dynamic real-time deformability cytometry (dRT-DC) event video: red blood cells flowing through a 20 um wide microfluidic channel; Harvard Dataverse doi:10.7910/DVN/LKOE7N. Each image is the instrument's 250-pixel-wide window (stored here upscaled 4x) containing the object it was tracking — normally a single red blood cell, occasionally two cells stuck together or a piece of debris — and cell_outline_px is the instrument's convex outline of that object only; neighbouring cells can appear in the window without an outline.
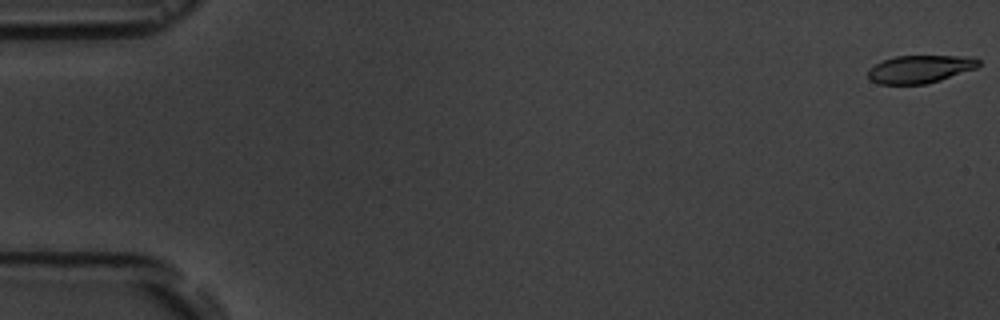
{"species": "common noctule bat (a hibernating species)", "species_latin": "Nyctalus noctula", "temperature_condition": "room temperature", "stored_images_in_passage": 2, "camera_frame_rate_fps": 3000, "um_per_image_px": 0.085, "animal": {"sex": "male", "body_mass_g": 19.5, "forearm_length_mm": 54.6}, "frame": {"image": 1, "passage_image": 1, "time_ms": 0.0, "image_size_px": [1000, 320], "cell_outline_px": [[980, 64], [976, 68], [928, 84], [880, 84], [872, 80], [868, 76], [868, 68], [884, 60], [896, 56], [976, 56], [980, 60]], "centroid_in_image_um": [78.24, 5.86], "position_along_channel_um": 6.8, "area_um2": 17.92}}